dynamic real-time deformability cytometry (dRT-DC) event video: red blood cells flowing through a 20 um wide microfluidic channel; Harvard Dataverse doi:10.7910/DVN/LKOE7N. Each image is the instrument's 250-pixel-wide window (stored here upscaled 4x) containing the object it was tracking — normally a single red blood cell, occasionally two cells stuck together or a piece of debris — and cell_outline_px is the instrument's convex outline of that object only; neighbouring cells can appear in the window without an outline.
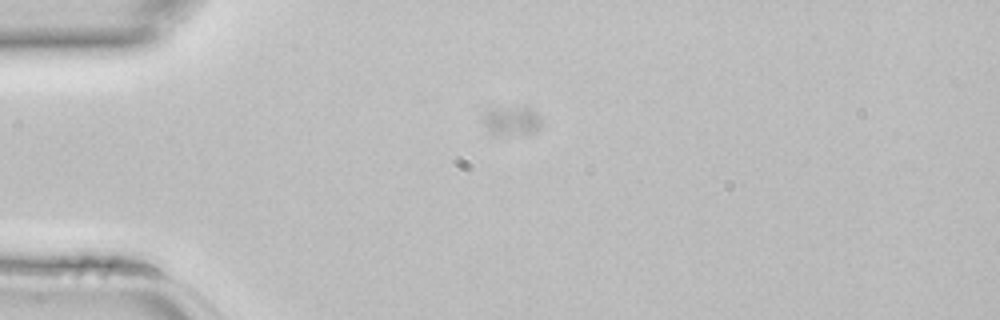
{"species": "common noctule bat (a hibernating species)", "species_latin": "Nyctalus noctula", "temperature_condition": "room temperature", "stored_images_in_passage": 59, "segment_of_instrument_passage": [1, 2], "camera_frame_rate_fps": 3000, "um_per_image_px": 0.085, "animal": {"sex": "female", "body_mass_g": 22.7, "forearm_length_mm": 54.2}, "frame": {"image": 1, "passage_image": 18, "time_ms": 5.667, "image_size_px": [1000, 320], "cell_outline_px": [[540, 128], [536, 132], [500, 136], [492, 136], [488, 132], [484, 124], [484, 112], [488, 108], [532, 108], [540, 116]], "centroid_in_image_um": [43.45, 10.3], "position_along_channel_um": 41.5, "area_um2": 10.06}}